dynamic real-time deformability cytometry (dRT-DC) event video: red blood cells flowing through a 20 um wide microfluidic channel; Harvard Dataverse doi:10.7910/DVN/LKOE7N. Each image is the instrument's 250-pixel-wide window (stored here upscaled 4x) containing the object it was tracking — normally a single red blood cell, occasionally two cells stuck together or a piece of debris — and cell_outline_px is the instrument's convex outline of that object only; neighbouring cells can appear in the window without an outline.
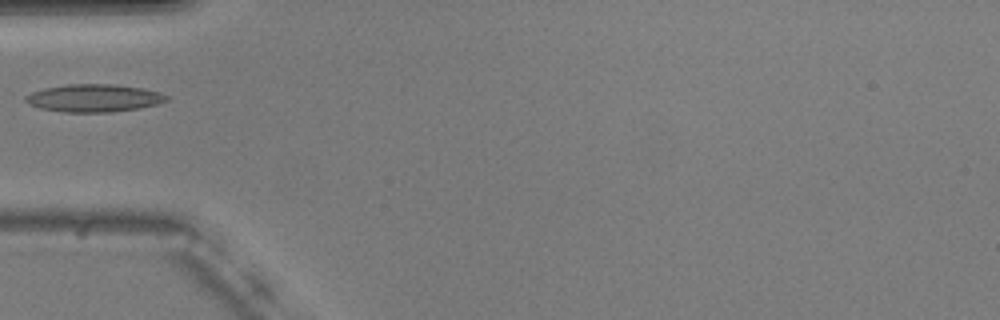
{"species": "common noctule bat (a hibernating species)", "species_latin": "Nyctalus noctula", "temperature_condition": "warm", "stored_images_in_passage": 22, "camera_frame_rate_fps": 3000, "um_per_image_px": 0.085, "animal": {"sex": "male", "body_mass_g": 20.5, "forearm_length_mm": 52.5}, "frame": {"image": 1, "passage_image": 1, "time_ms": 0.0, "image_size_px": [1000, 320], "cell_outline_px": [[168, 100], [156, 104], [140, 108], [112, 112], [64, 112], [40, 108], [28, 104], [24, 100], [24, 96], [32, 92], [44, 88], [68, 84], [116, 84], [144, 88], [160, 92], [168, 96]], "centroid_in_image_um": [7.98, 8.33], "position_along_channel_um": 77.0, "area_um2": 22.89}}
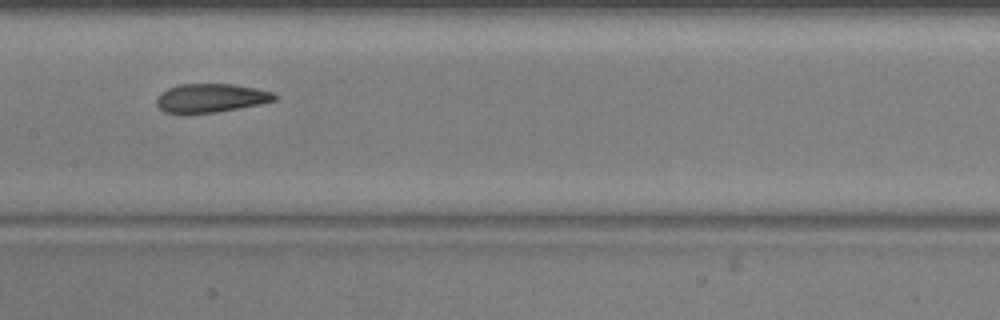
{"frame": {"image": 2, "passage_image": 10, "time_ms": 3.0, "image_size_px": [1000, 320], "cell_outline_px": [[276, 100], [260, 104], [216, 112], [164, 112], [156, 104], [156, 100], [160, 92], [168, 88], [180, 84], [232, 84], [256, 88], [272, 92], [276, 96]], "centroid_in_image_um": [17.92, 8.31], "position_along_channel_um": 189.5, "area_um2": 19.42}}
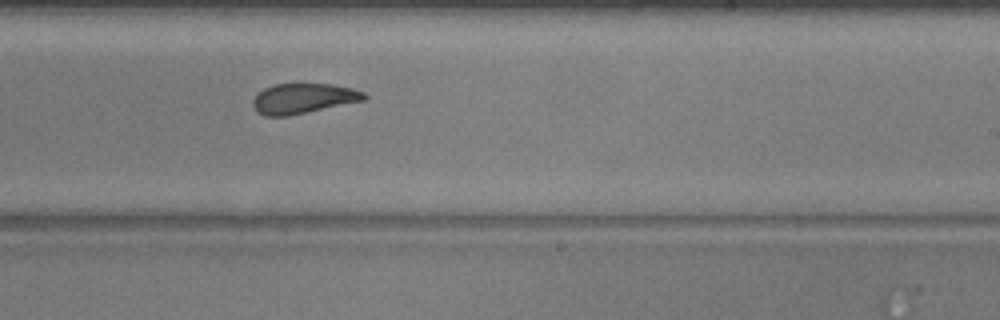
{"frame": {"image": 3, "passage_image": 16, "time_ms": 5.0, "image_size_px": [1000, 320], "cell_outline_px": [[368, 96], [364, 100], [288, 116], [264, 116], [256, 112], [252, 104], [252, 100], [264, 88], [276, 84], [332, 84], [352, 88], [364, 92]], "centroid_in_image_um": [25.76, 8.37], "position_along_channel_um": 263.2, "area_um2": 19.42}}